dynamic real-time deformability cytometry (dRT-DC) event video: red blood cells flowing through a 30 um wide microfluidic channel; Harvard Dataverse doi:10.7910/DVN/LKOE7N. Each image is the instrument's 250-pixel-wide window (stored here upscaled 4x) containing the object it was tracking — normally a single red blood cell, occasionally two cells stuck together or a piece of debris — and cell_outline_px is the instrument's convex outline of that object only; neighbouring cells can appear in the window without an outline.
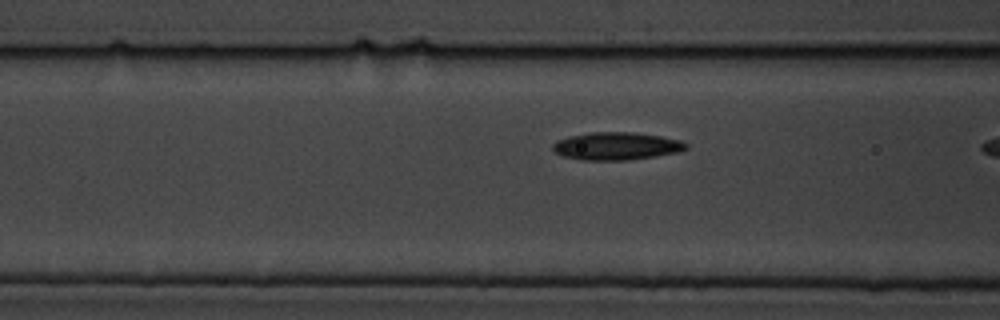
{"species": "common noctule bat (a hibernating species)", "species_latin": "Nyctalus noctula", "temperature_condition": "cold", "stored_images_in_passage": 21, "camera_frame_rate_fps": 3000, "um_per_image_px": 0.085, "animal": {"sex": "male", "body_mass_g": 19.5, "forearm_length_mm": 54.6}, "frame": {"image": 1, "passage_image": 20, "time_ms": 6.333, "image_size_px": [1000, 320], "cell_outline_px": [[688, 148], [680, 152], [656, 156], [628, 160], [584, 160], [560, 156], [552, 148], [552, 144], [556, 140], [568, 136], [592, 132], [632, 132], [660, 136], [680, 140], [688, 144]], "centroid_in_image_um": [52.39, 12.42], "position_along_channel_um": 114.2, "area_um2": 21.68}}